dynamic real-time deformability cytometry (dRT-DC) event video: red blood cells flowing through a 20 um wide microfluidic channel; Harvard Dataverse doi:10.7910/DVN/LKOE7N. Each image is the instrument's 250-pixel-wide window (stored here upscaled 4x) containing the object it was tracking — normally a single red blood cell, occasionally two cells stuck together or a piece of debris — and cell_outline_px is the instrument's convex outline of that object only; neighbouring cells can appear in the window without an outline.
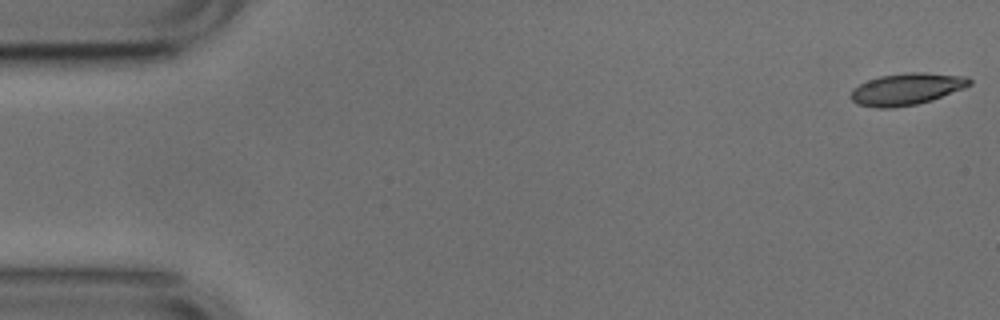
{"species": "common noctule bat (a hibernating species)", "species_latin": "Nyctalus noctula", "temperature_condition": "cold", "stored_images_in_passage": 52, "camera_frame_rate_fps": 3000, "um_per_image_px": 0.085, "animal": {"sex": "male", "body_mass_g": 17.9, "forearm_length_mm": 54.2}, "frame": {"image": 1, "passage_image": 1, "time_ms": 0.0, "image_size_px": [1000, 320], "cell_outline_px": [[972, 84], [964, 88], [932, 100], [916, 104], [892, 108], [880, 108], [856, 104], [852, 100], [852, 88], [868, 80], [880, 76], [908, 72], [924, 72], [968, 76], [972, 80]], "centroid_in_image_um": [77.1, 7.56], "position_along_channel_um": 7.9, "area_um2": 22.02}}
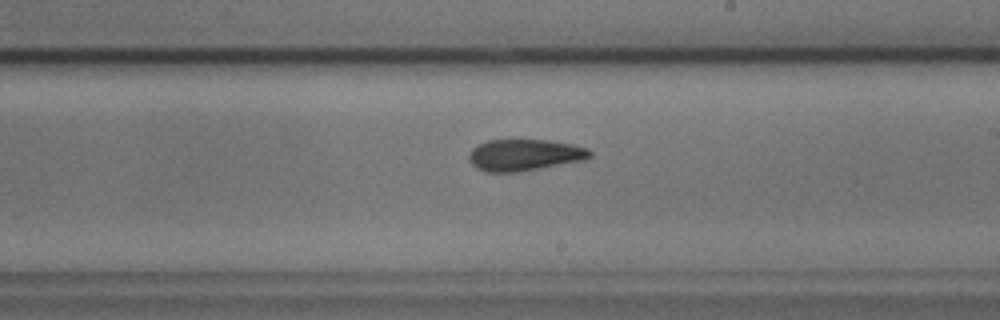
{"frame": {"image": 2, "passage_image": 30, "time_ms": 9.667, "image_size_px": [1000, 320], "cell_outline_px": [[592, 156], [584, 160], [540, 168], [516, 172], [484, 172], [476, 168], [468, 160], [468, 156], [472, 148], [488, 140], [548, 140], [572, 144], [588, 148], [592, 152]], "centroid_in_image_um": [44.57, 13.17], "position_along_channel_um": 244.4, "area_um2": 22.25}}
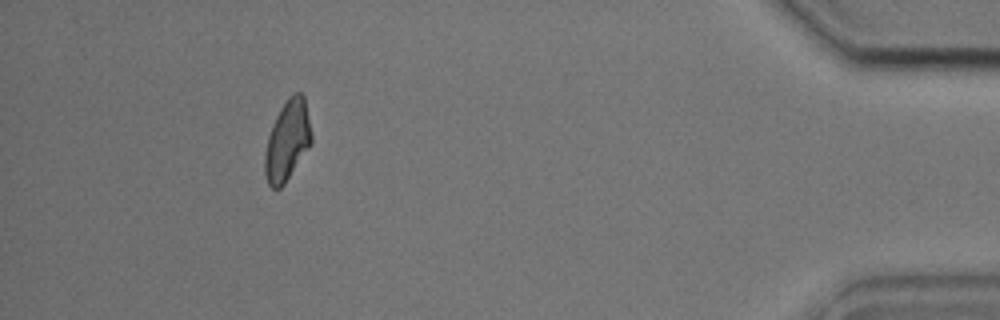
{"frame": {"image": 3, "passage_image": 48, "time_ms": 15.667, "image_size_px": [1000, 320], "cell_outline_px": [[312, 140], [308, 148], [284, 184], [280, 188], [272, 188], [268, 184], [264, 172], [264, 152], [268, 136], [272, 124], [280, 108], [288, 96], [292, 92], [300, 92], [304, 96], [312, 136]], "centroid_in_image_um": [24.4, 11.93], "position_along_channel_um": 410.8, "area_um2": 21.73}, "authors_computed_cell_mechanics": {"area_um2": 22.253, "velocity_mm_per_s": 3.7704, "shape_relaxation_time_tau1_ms": 5.6846, "shape_relaxation_time_tau2_ms": 2.7026, "deformation_change_tau1": 0.1554, "deformation_change_tau2": 0.0937}}